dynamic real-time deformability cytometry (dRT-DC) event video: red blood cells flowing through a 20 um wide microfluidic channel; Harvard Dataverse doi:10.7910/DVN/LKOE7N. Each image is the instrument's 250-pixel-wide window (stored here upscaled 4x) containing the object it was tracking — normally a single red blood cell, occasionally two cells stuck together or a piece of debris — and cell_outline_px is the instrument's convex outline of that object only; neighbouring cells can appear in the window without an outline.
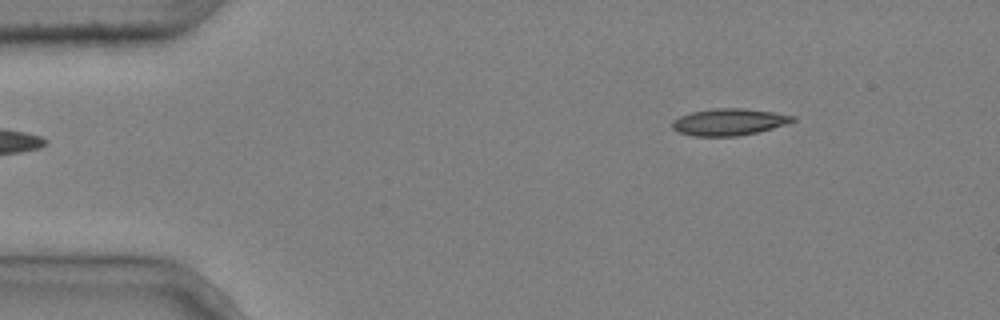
{"species": "common noctule bat (a hibernating species)", "species_latin": "Nyctalus noctula", "temperature_condition": "cold", "stored_images_in_passage": 4, "segment_of_instrument_passage": [2, 2], "camera_frame_rate_fps": 3000, "um_per_image_px": 0.085, "animal": {"sex": "male", "body_mass_g": 20.4}, "frame": {"image": 1, "passage_image": 4, "time_ms": 1.0, "image_size_px": [1000, 320], "cell_outline_px": [[796, 120], [772, 128], [756, 132], [736, 136], [692, 136], [680, 132], [672, 128], [672, 120], [680, 116], [692, 112], [716, 108], [744, 108], [772, 112], [796, 116]], "centroid_in_image_um": [61.94, 10.36], "position_along_channel_um": 23.1, "area_um2": 18.61}}